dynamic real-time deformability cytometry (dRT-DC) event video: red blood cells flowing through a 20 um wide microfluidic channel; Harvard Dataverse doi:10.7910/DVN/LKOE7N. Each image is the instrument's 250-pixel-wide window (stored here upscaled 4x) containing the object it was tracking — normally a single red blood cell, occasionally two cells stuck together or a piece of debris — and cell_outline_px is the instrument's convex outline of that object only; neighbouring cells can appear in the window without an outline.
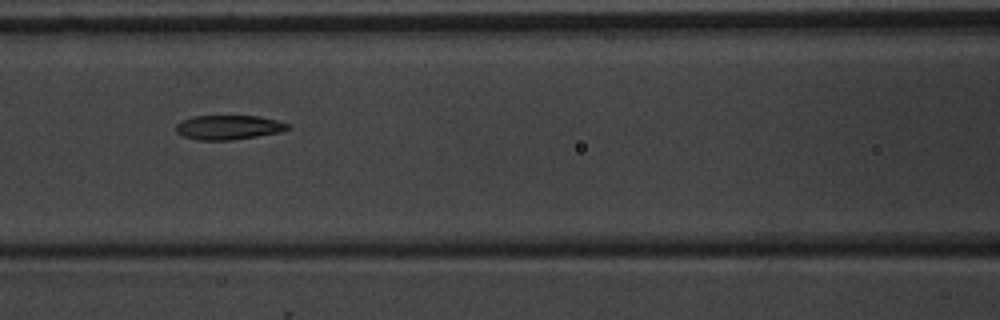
{"species": "common noctule bat (a hibernating species)", "species_latin": "Nyctalus noctula", "temperature_condition": "warm", "stored_images_in_passage": 9, "camera_frame_rate_fps": 3000, "um_per_image_px": 0.085, "animal": {"sex": "male", "body_mass_g": 20.1, "forearm_length_mm": 53.5}, "frame": {"image": 1, "passage_image": 7, "time_ms": 7.667, "image_size_px": [1000, 320], "cell_outline_px": [[292, 128], [280, 132], [232, 140], [196, 140], [184, 136], [176, 132], [176, 124], [180, 120], [196, 116], [260, 116], [292, 124]], "centroid_in_image_um": [19.45, 10.82], "position_along_channel_um": 147.2, "area_um2": 16.01}}
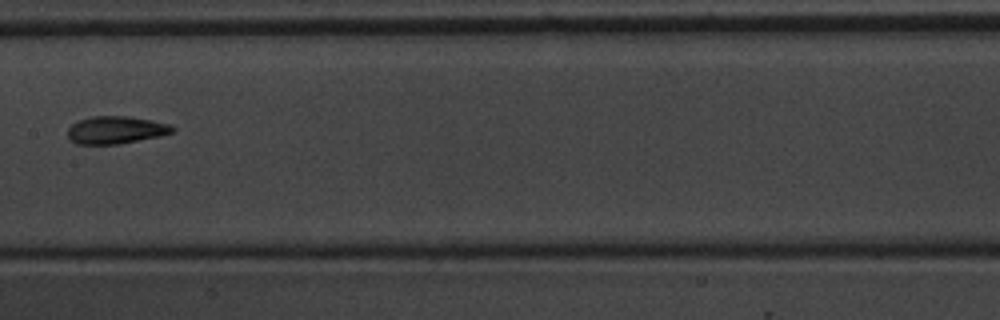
{"frame": {"image": 2, "passage_image": 8, "time_ms": 9.0, "image_size_px": [1000, 320], "cell_outline_px": [[176, 132], [160, 136], [116, 144], [76, 144], [68, 136], [68, 128], [72, 124], [80, 120], [92, 116], [128, 116], [152, 120], [168, 124], [176, 128]], "centroid_in_image_um": [9.88, 11.04], "position_along_channel_um": 197.5, "area_um2": 16.76}}
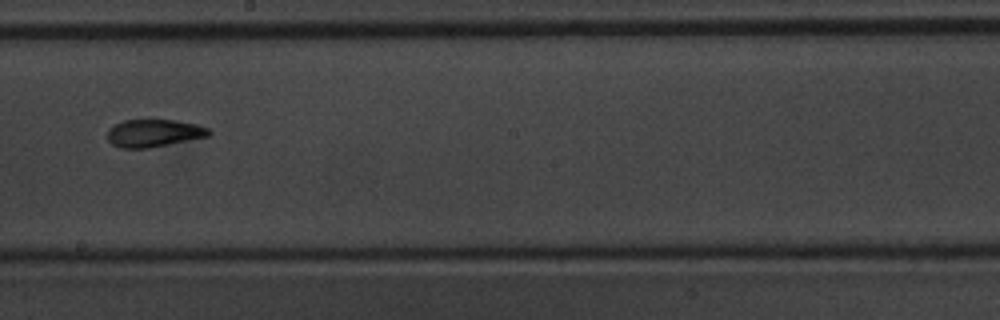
{"frame": {"image": 3, "passage_image": 9, "time_ms": 10.0, "image_size_px": [1000, 320], "cell_outline_px": [[212, 132], [208, 136], [148, 148], [120, 148], [112, 144], [108, 140], [108, 128], [124, 120], [176, 120], [196, 124], [208, 128]], "centroid_in_image_um": [13.06, 11.31], "position_along_channel_um": 235.1, "area_um2": 16.18}}